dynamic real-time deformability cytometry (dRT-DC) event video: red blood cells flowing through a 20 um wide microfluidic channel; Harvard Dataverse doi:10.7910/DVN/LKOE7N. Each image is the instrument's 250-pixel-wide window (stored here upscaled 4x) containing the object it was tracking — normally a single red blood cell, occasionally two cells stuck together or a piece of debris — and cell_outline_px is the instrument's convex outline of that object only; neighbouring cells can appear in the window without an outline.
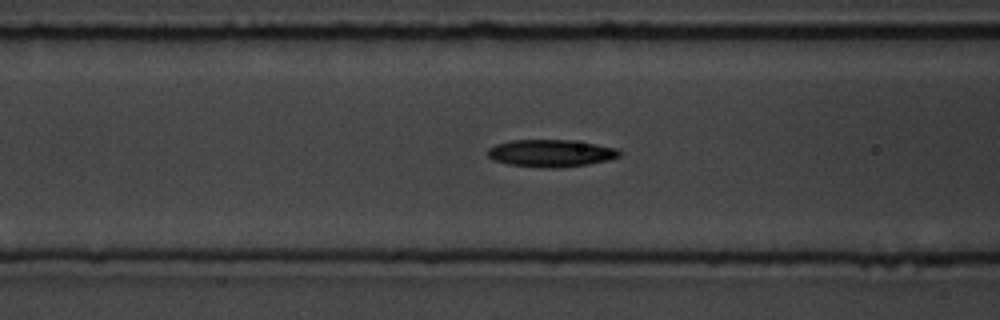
{"species": "common noctule bat (a hibernating species)", "species_latin": "Nyctalus noctula", "temperature_condition": "room temperature", "stored_images_in_passage": 41, "camera_frame_rate_fps": 3000, "um_per_image_px": 0.085, "animal": {"sex": "male", "body_mass_g": 19.5, "forearm_length_mm": 54.6}, "frame": {"image": 1, "passage_image": 12, "time_ms": 3.667, "image_size_px": [1000, 320], "cell_outline_px": [[624, 152], [620, 156], [608, 160], [588, 164], [556, 168], [548, 168], [508, 164], [492, 160], [488, 156], [488, 148], [496, 144], [512, 140], [572, 140], [596, 144], [616, 148]], "centroid_in_image_um": [46.84, 13.02], "position_along_channel_um": 119.8, "area_um2": 20.98}, "authors_computed_cell_mechanics": {"area_um2": 20.3456, "velocity_mm_per_s": 3.6136, "shape_relaxation_time_tau1_ms": 3.7025, "shape_relaxation_time_tau2_ms": 7.8909, "deformation_change_tau1": 0.1209, "deformation_change_tau2": 0.1732}}